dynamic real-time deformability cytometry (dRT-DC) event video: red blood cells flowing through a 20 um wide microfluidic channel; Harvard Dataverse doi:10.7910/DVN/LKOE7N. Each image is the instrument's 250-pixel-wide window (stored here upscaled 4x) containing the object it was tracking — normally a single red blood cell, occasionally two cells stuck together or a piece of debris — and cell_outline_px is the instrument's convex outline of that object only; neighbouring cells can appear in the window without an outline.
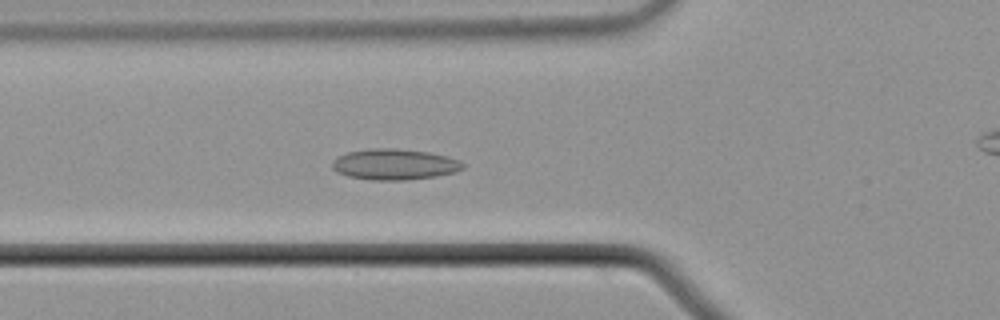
{"species": "common noctule bat (a hibernating species)", "species_latin": "Nyctalus noctula", "temperature_condition": "cold", "stored_images_in_passage": 44, "camera_frame_rate_fps": 3000, "um_per_image_px": 0.085, "animal": {"sex": "male", "body_mass_g": 21.5, "forearm_length_mm": 52.0}, "frame": {"image": 1, "passage_image": 8, "time_ms": 2.333, "image_size_px": [1000, 320], "cell_outline_px": [[464, 168], [456, 172], [436, 176], [404, 180], [372, 180], [348, 176], [336, 172], [332, 168], [332, 160], [348, 152], [368, 148], [396, 148], [428, 152], [448, 156], [460, 160], [464, 164]], "centroid_in_image_um": [33.54, 13.96], "position_along_channel_um": 92.3, "area_um2": 23.64}}
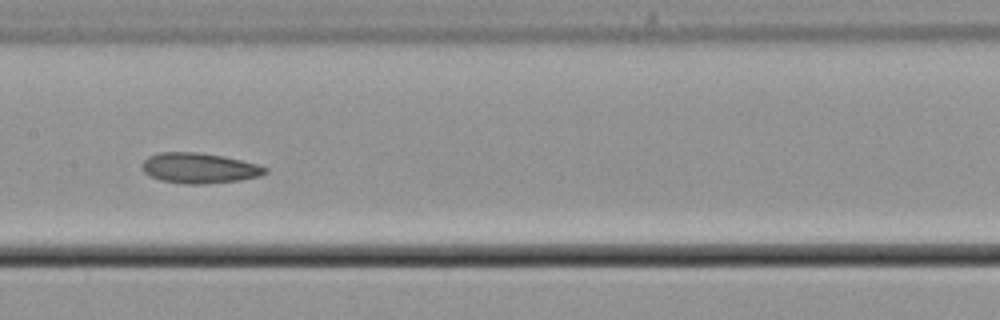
{"frame": {"image": 2, "passage_image": 16, "time_ms": 5.0, "image_size_px": [1000, 320], "cell_outline_px": [[268, 172], [260, 176], [240, 180], [204, 184], [184, 184], [160, 180], [144, 172], [144, 160], [148, 156], [160, 152], [196, 152], [220, 156], [240, 160], [256, 164], [268, 168]], "centroid_in_image_um": [16.95, 14.29], "position_along_channel_um": 190.4, "area_um2": 21.5}}
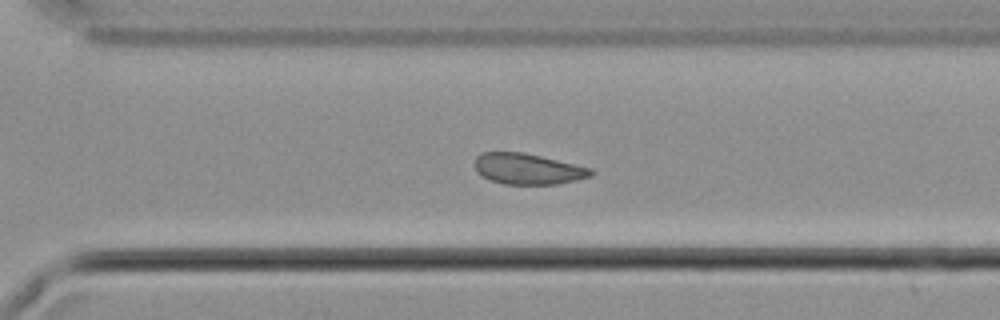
{"frame": {"image": 3, "passage_image": 27, "time_ms": 8.667, "image_size_px": [1000, 320], "cell_outline_px": [[596, 172], [592, 176], [576, 180], [556, 184], [504, 184], [488, 180], [480, 176], [476, 172], [472, 164], [476, 156], [480, 152], [524, 152], [592, 168]], "centroid_in_image_um": [44.81, 14.35], "position_along_channel_um": 325.8, "area_um2": 21.33}, "authors_computed_cell_mechanics": {"area_um2": 21.8195, "velocity_mm_per_s": 3.6836, "shape_relaxation_time_tau1_ms": null, "shape_relaxation_time_tau2_ms": 3.6921, "deformation_change_tau1": null, "deformation_change_tau2": 0.0839}}